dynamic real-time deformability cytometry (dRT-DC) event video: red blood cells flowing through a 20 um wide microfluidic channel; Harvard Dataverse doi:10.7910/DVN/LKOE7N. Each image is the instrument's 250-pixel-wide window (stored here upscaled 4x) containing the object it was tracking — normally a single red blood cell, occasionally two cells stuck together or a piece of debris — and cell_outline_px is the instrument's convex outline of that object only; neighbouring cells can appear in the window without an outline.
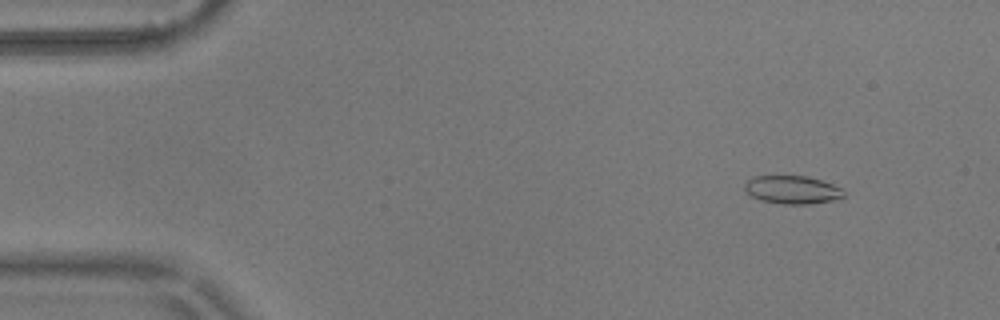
{"species": "common noctule bat (a hibernating species)", "species_latin": "Nyctalus noctula", "temperature_condition": "warm", "stored_images_in_passage": 56, "camera_frame_rate_fps": 3000, "um_per_image_px": 0.085, "animal": {"sex": "male", "body_mass_g": 17.9}, "frame": {"image": 1, "passage_image": 6, "time_ms": 1.667, "image_size_px": [1000, 320], "cell_outline_px": [[844, 196], [832, 200], [808, 204], [784, 204], [760, 200], [752, 196], [744, 188], [744, 184], [752, 176], [808, 176], [832, 184], [840, 188], [844, 192]], "centroid_in_image_um": [67.32, 16.12], "position_along_channel_um": 17.7, "area_um2": 16.07}}
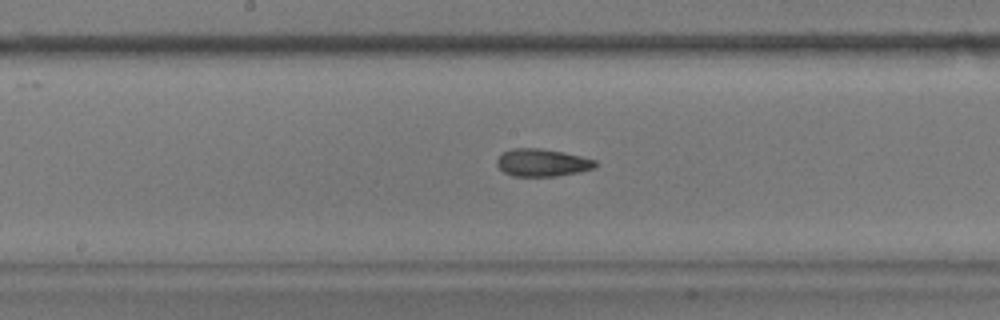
{"frame": {"image": 2, "passage_image": 29, "time_ms": 9.333, "image_size_px": [1000, 320], "cell_outline_px": [[596, 168], [580, 172], [556, 176], [512, 176], [504, 172], [496, 164], [496, 160], [504, 152], [512, 148], [540, 148], [564, 152], [596, 160]], "centroid_in_image_um": [46.1, 13.83], "position_along_channel_um": 202.1, "area_um2": 15.84}}
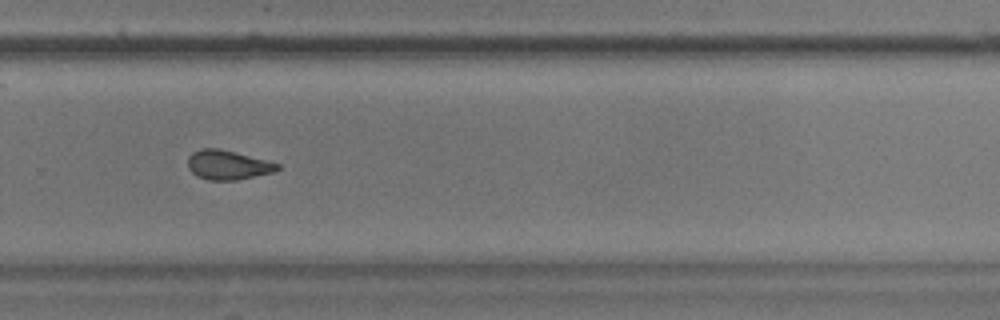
{"frame": {"image": 3, "passage_image": 38, "time_ms": 12.333, "image_size_px": [1000, 320], "cell_outline_px": [[280, 168], [272, 172], [236, 180], [208, 180], [196, 176], [188, 168], [188, 156], [192, 152], [200, 148], [220, 148], [280, 164]], "centroid_in_image_um": [19.31, 14.01], "position_along_channel_um": 310.5, "area_um2": 15.26}, "authors_computed_cell_mechanics": {"area_um2": 16.0395, "velocity_mm_per_s": 3.6235, "shape_relaxation_time_tau1_ms": 5.4852, "shape_relaxation_time_tau2_ms": 2.4142, "deformation_change_tau1": 0.1475, "deformation_change_tau2": 0.0864}}